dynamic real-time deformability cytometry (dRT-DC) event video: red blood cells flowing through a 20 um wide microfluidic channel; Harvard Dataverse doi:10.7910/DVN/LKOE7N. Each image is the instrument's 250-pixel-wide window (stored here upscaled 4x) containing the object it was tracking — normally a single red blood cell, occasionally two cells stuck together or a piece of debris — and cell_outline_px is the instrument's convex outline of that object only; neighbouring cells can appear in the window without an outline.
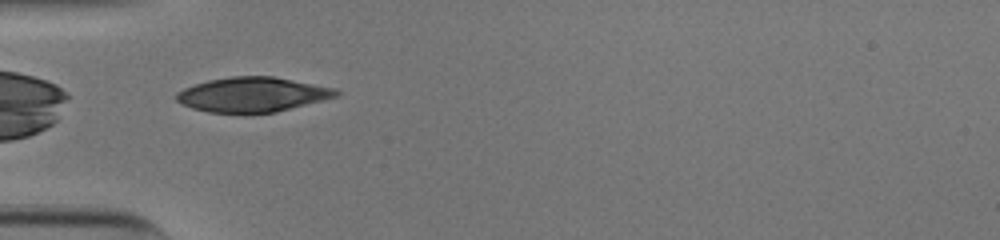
{"species": "human", "species_latin": "Homo sapiens", "temperature_condition": "cold", "stored_images_in_passage": 34, "camera_frame_rate_fps": 3000, "um_per_image_px": 0.085, "donor": {"sex": "male"}, "frame": {"image": 1, "passage_image": 1, "time_ms": 0.0, "image_size_px": [1000, 240], "cell_outline_px": [[340, 96], [276, 112], [208, 112], [192, 108], [176, 100], [176, 92], [184, 88], [208, 80], [232, 76], [272, 76], [336, 88], [340, 92]], "centroid_in_image_um": [21.5, 8.03], "position_along_channel_um": 63.5, "area_um2": 32.08}}
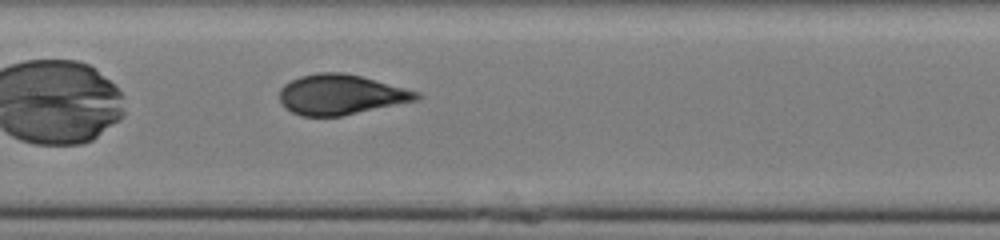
{"frame": {"image": 2, "passage_image": 10, "time_ms": 3.0, "image_size_px": [1000, 240], "cell_outline_px": [[424, 96], [416, 100], [340, 116], [304, 116], [292, 112], [284, 108], [280, 100], [280, 88], [284, 84], [300, 76], [320, 72], [344, 72], [360, 76], [420, 92]], "centroid_in_image_um": [28.95, 8.03], "position_along_channel_um": 178.5, "area_um2": 31.79}}
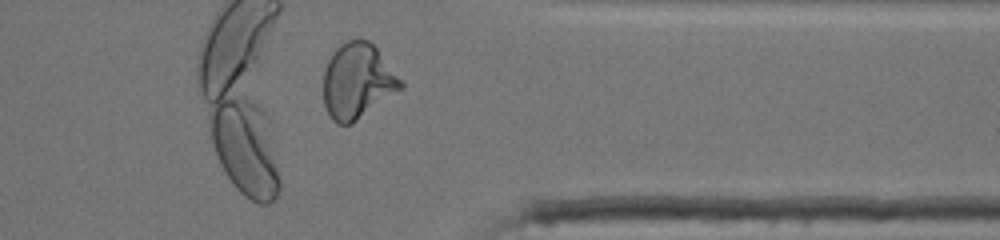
{"frame": {"image": 3, "passage_image": 26, "time_ms": 8.333, "image_size_px": [1000, 240], "cell_outline_px": [[404, 88], [352, 124], [336, 124], [332, 120], [324, 104], [324, 72], [328, 60], [336, 48], [340, 44], [348, 40], [368, 40], [376, 48], [404, 80]], "centroid_in_image_um": [30.42, 6.91], "position_along_channel_um": 381.0, "area_um2": 34.1}, "authors_computed_cell_mechanics": {"area_um2": 32.1946, "velocity_mm_per_s": 3.9074, "shape_relaxation_time_tau1_ms": 4.9126, "shape_relaxation_time_tau2_ms": null, "deformation_change_tau1": 0.1904, "deformation_change_tau2": null}}